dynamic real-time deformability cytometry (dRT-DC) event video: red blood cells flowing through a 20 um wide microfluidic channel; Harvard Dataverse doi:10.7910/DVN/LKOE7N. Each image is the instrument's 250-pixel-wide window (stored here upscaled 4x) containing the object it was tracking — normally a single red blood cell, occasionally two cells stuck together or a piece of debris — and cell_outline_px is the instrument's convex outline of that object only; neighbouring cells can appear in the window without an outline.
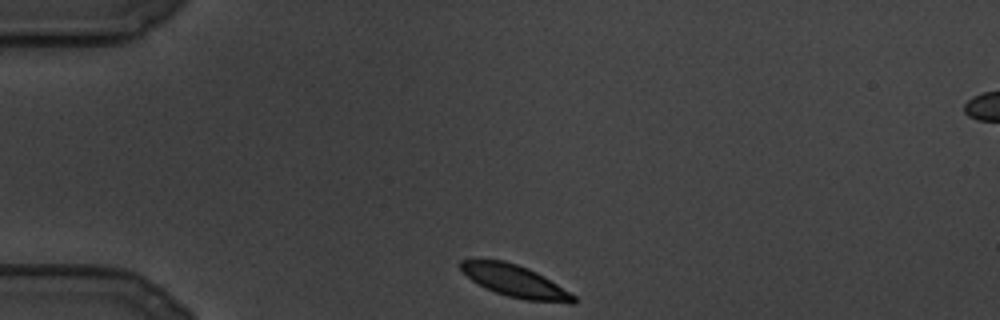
{"species": "common noctule bat (a hibernating species)", "species_latin": "Nyctalus noctula", "temperature_condition": "cold", "stored_images_in_passage": 90, "camera_frame_rate_fps": 3000, "um_per_image_px": 0.085, "animal": {"sex": "male", "body_mass_g": 19.5, "forearm_length_mm": 54.6}, "frame": {"image": 1, "passage_image": 1, "time_ms": 0.0, "image_size_px": [1000, 320], "cell_outline_px": [[576, 300], [572, 304], [524, 300], [508, 296], [484, 288], [472, 280], [460, 268], [460, 260], [504, 260], [528, 268], [544, 276], [576, 296]], "centroid_in_image_um": [43.81, 23.91], "position_along_channel_um": 41.2, "area_um2": 20.92}}
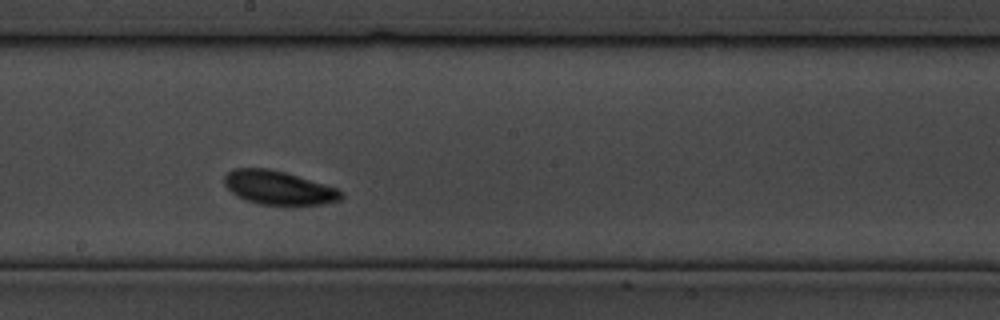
{"frame": {"image": 2, "passage_image": 39, "time_ms": 12.667, "image_size_px": [1000, 320], "cell_outline_px": [[344, 196], [340, 200], [324, 204], [256, 204], [236, 196], [224, 184], [224, 176], [228, 172], [236, 168], [268, 168], [284, 172], [324, 184], [336, 188], [344, 192]], "centroid_in_image_um": [23.67, 15.96], "position_along_channel_um": 224.5, "area_um2": 22.77}}
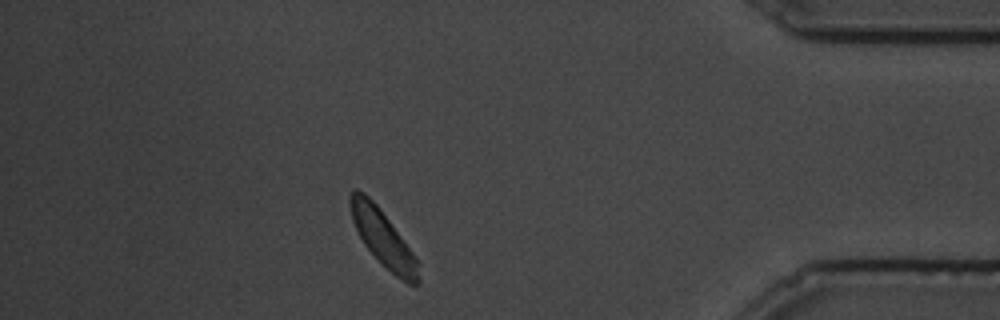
{"frame": {"image": 3, "passage_image": 76, "time_ms": 25.0, "image_size_px": [1000, 320], "cell_outline_px": [[420, 284], [408, 284], [396, 276], [364, 244], [352, 220], [348, 200], [352, 188], [356, 188], [364, 192], [380, 208], [412, 252], [416, 260], [420, 280]], "centroid_in_image_um": [32.51, 20.18], "position_along_channel_um": 402.7, "area_um2": 21.68}}